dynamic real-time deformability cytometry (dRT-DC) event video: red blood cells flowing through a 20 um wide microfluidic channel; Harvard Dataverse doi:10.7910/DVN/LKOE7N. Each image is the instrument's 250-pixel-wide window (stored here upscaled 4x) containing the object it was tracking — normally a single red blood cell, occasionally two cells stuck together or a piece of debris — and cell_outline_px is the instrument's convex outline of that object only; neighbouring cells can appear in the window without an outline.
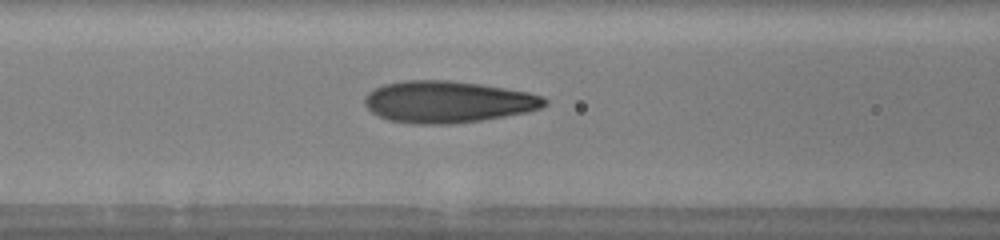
{"species": "human", "species_latin": "Homo sapiens", "temperature_condition": "warm", "stored_images_in_passage": 42, "camera_frame_rate_fps": 3000, "um_per_image_px": 0.085, "donor": {"sex": "male"}, "frame": {"image": 1, "passage_image": 19, "time_ms": 6.0, "image_size_px": [1000, 240], "cell_outline_px": [[548, 104], [540, 108], [524, 112], [504, 116], [480, 120], [452, 124], [412, 124], [388, 120], [372, 112], [364, 104], [364, 96], [368, 92], [384, 84], [404, 80], [448, 80], [480, 84], [528, 92], [544, 96], [548, 100]], "centroid_in_image_um": [38.05, 8.65], "position_along_channel_um": 128.6, "area_um2": 43.75}}